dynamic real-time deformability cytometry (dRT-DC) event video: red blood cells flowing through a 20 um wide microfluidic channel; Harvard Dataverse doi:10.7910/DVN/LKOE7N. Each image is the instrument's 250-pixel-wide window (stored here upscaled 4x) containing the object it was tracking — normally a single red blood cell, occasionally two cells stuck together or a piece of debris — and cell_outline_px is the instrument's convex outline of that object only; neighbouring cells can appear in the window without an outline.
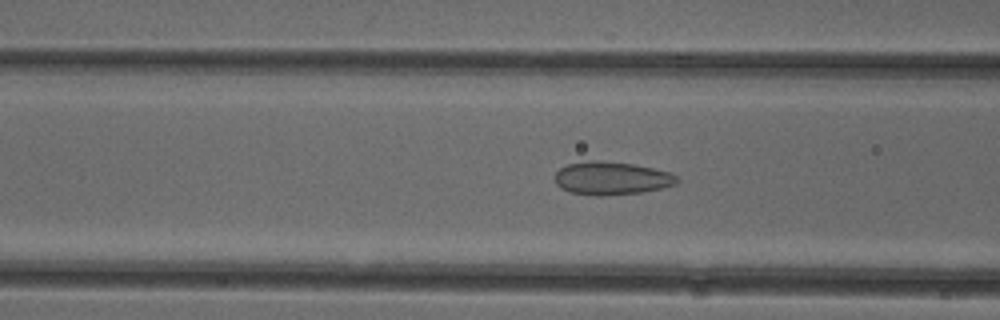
{"species": "common noctule bat (a hibernating species)", "species_latin": "Nyctalus noctula", "temperature_condition": "cold", "stored_images_in_passage": 51, "camera_frame_rate_fps": 3000, "um_per_image_px": 0.085, "animal": {"sex": "female"}, "frame": {"image": 1, "passage_image": 19, "time_ms": 6.0, "image_size_px": [1000, 320], "cell_outline_px": [[680, 180], [676, 184], [660, 188], [640, 192], [600, 196], [596, 196], [568, 192], [560, 188], [556, 184], [552, 176], [560, 168], [568, 164], [588, 160], [600, 160], [632, 164], [672, 172]], "centroid_in_image_um": [51.93, 15.15], "position_along_channel_um": 114.7, "area_um2": 23.76}}
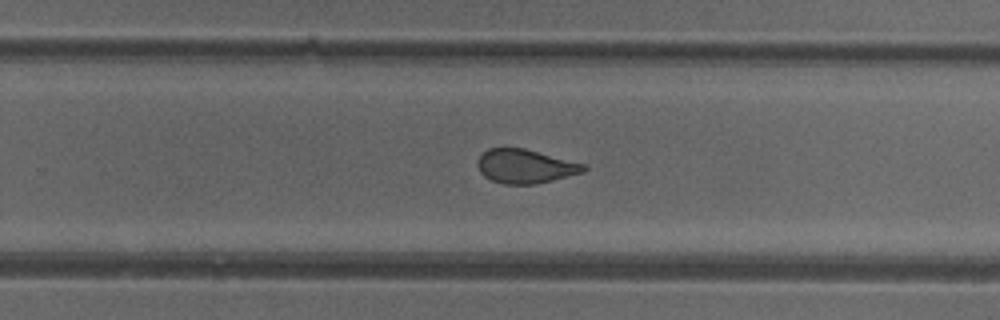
{"frame": {"image": 2, "passage_image": 32, "time_ms": 10.333, "image_size_px": [1000, 320], "cell_outline_px": [[588, 168], [584, 172], [536, 184], [504, 184], [492, 180], [484, 176], [480, 172], [476, 164], [480, 156], [488, 148], [524, 148], [588, 164]], "centroid_in_image_um": [44.68, 14.13], "position_along_channel_um": 285.1, "area_um2": 21.1}}
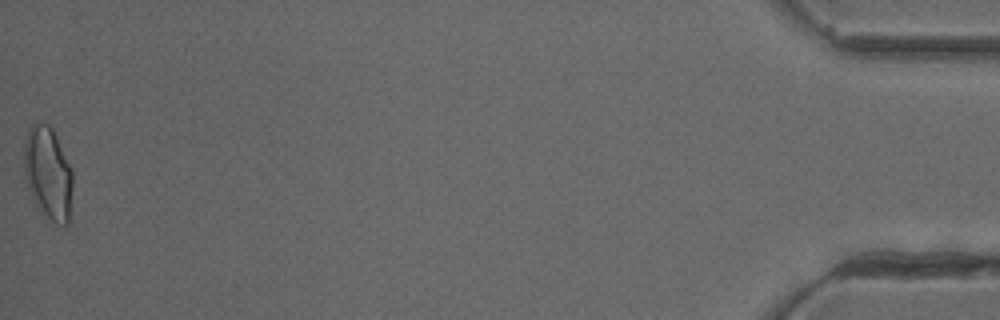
{"frame": {"image": 3, "passage_image": 51, "time_ms": 16.667, "image_size_px": [1000, 320], "cell_outline_px": [[72, 184], [68, 224], [64, 228], [56, 224], [40, 212], [28, 188], [24, 176], [24, 140], [28, 128], [32, 124], [40, 120], [48, 124], [52, 128], [56, 136], [72, 172]], "centroid_in_image_um": [4.06, 14.71], "position_along_channel_um": 431.1, "area_um2": 26.41}, "authors_computed_cell_mechanics": {"area_um2": 22.9466, "velocity_mm_per_s": 3.9318, "shape_relaxation_time_tau1_ms": null, "shape_relaxation_time_tau2_ms": 1.0336, "deformation_change_tau1": null, "deformation_change_tau2": 0.0769}}